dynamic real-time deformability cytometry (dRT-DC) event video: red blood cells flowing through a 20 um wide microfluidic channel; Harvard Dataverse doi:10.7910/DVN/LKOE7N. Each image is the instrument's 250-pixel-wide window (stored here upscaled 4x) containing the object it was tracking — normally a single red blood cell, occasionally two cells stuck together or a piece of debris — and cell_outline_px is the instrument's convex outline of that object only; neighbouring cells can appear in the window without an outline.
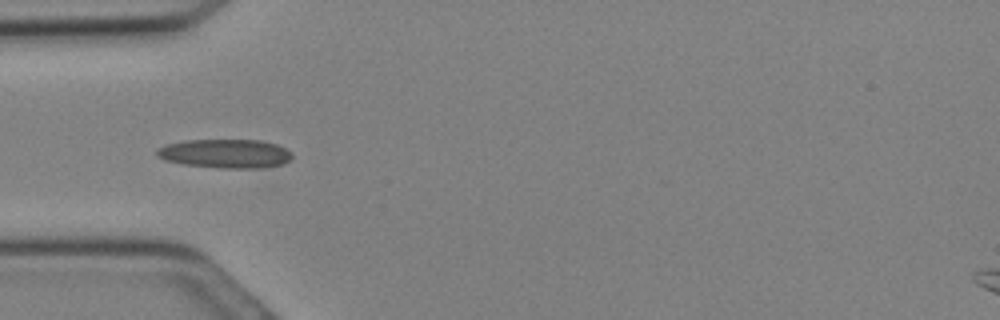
{"species": "Egyptian fruit bat (a non-hibernating species)", "species_latin": "Rousettus aegyptiacus", "temperature_condition": "cold", "stored_images_in_passage": 4, "camera_frame_rate_fps": 3000, "um_per_image_px": 0.085, "animal": {"sex": "female"}, "frame": {"image": 1, "passage_image": 2, "time_ms": 0.333, "image_size_px": [1000, 320], "cell_outline_px": [[292, 156], [284, 164], [264, 168], [220, 168], [184, 164], [164, 160], [156, 156], [156, 148], [164, 144], [184, 140], [260, 140], [276, 144], [292, 152]], "centroid_in_image_um": [19.12, 13.05], "position_along_channel_um": 65.9, "area_um2": 23.0}}